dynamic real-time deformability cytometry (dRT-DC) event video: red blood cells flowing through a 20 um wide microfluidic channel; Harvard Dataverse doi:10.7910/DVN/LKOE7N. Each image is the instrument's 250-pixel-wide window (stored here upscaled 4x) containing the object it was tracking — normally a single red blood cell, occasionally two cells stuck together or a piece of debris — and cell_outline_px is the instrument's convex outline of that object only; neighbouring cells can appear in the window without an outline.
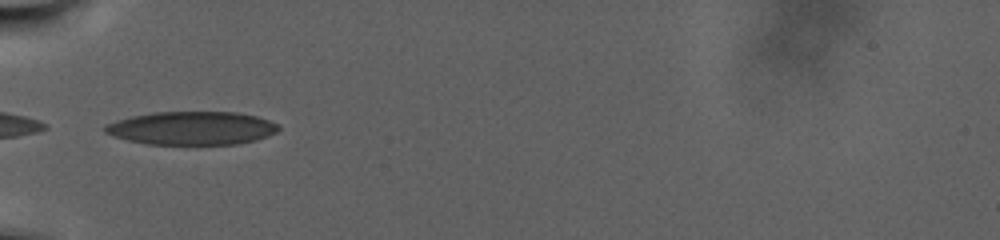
{"species": "human", "species_latin": "Homo sapiens", "temperature_condition": "warm", "stored_images_in_passage": 64, "camera_frame_rate_fps": 3000, "um_per_image_px": 0.085, "donor": {"sex": "male"}, "frame": {"image": 1, "passage_image": 1, "time_ms": 0.0, "image_size_px": [1000, 240], "cell_outline_px": [[280, 128], [276, 132], [268, 136], [256, 140], [236, 144], [148, 144], [128, 140], [104, 132], [104, 128], [108, 124], [132, 116], [152, 112], [236, 112], [256, 116], [280, 124]], "centroid_in_image_um": [16.37, 10.89], "position_along_channel_um": 68.6, "area_um2": 33.47}}
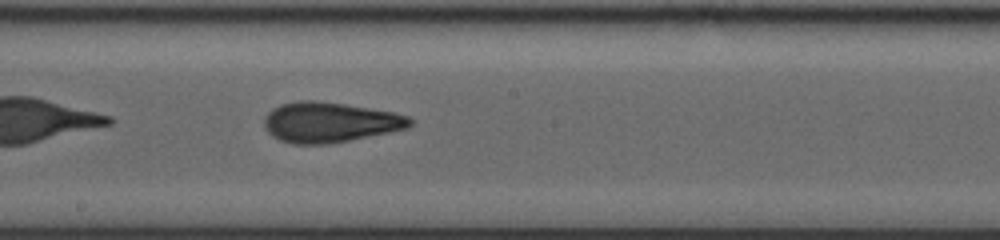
{"frame": {"image": 2, "passage_image": 23, "time_ms": 7.333, "image_size_px": [1000, 240], "cell_outline_px": [[412, 124], [408, 128], [328, 144], [296, 144], [280, 140], [272, 136], [264, 128], [264, 116], [272, 108], [280, 104], [300, 100], [316, 100], [344, 104], [392, 112], [408, 116], [412, 120]], "centroid_in_image_um": [27.98, 10.38], "position_along_channel_um": 220.2, "area_um2": 33.99}}
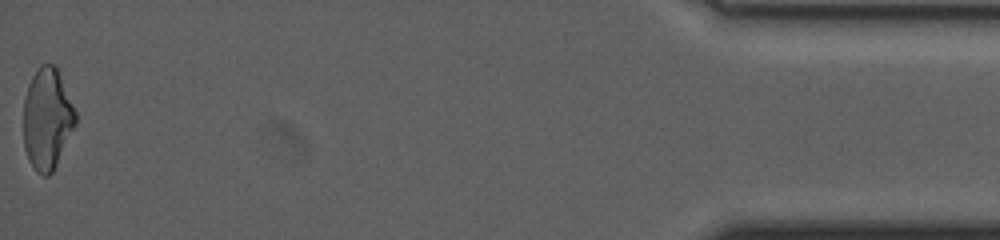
{"frame": {"image": 3, "passage_image": 64, "time_ms": 21.0, "image_size_px": [1000, 240], "cell_outline_px": [[76, 124], [52, 172], [48, 176], [44, 176], [36, 172], [28, 160], [24, 148], [24, 100], [28, 84], [32, 76], [40, 64], [56, 64], [76, 112]], "centroid_in_image_um": [4.0, 10.08], "position_along_channel_um": 431.2, "area_um2": 30.75}, "authors_computed_cell_mechanics": {"area_um2": 32.7148, "velocity_mm_per_s": 2.1308, "shape_relaxation_time_tau1_ms": null, "shape_relaxation_time_tau2_ms": 3.0046, "deformation_change_tau1": null, "deformation_change_tau2": 0.104}}